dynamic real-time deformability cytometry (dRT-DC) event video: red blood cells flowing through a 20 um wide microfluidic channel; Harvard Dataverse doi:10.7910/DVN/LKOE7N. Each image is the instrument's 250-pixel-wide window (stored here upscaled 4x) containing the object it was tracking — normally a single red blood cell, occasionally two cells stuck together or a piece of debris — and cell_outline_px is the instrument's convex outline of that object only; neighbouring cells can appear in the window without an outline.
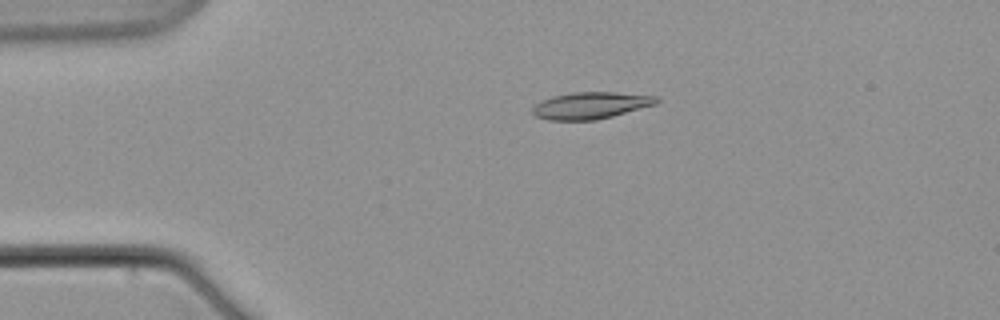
{"species": "common noctule bat (a hibernating species)", "species_latin": "Nyctalus noctula", "temperature_condition": "warm", "stored_images_in_passage": 11, "camera_frame_rate_fps": 3000, "um_per_image_px": 0.085, "animal": {"sex": "male", "body_mass_g": 21.5, "forearm_length_mm": 52.0}, "frame": {"image": 1, "passage_image": 5, "time_ms": 5.0, "image_size_px": [1000, 320], "cell_outline_px": [[660, 100], [656, 104], [612, 116], [596, 120], [548, 120], [536, 116], [532, 112], [532, 108], [536, 104], [552, 96], [572, 92], [616, 92], [656, 96]], "centroid_in_image_um": [50.21, 8.96], "position_along_channel_um": 34.8, "area_um2": 19.25}}
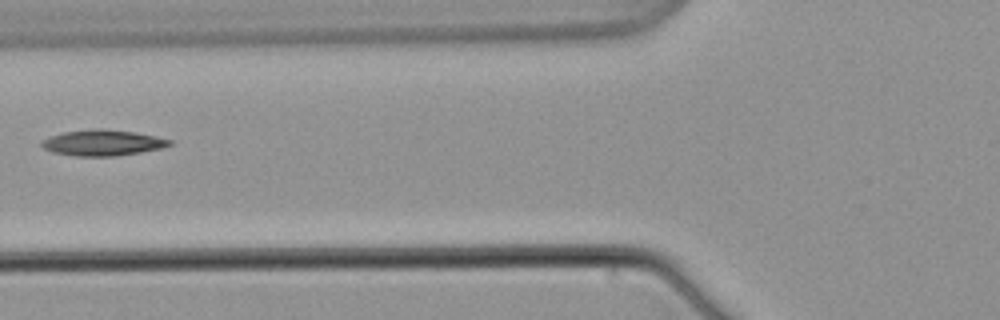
{"frame": {"image": 2, "passage_image": 8, "time_ms": 9.333, "image_size_px": [1000, 320], "cell_outline_px": [[172, 144], [164, 148], [116, 156], [76, 156], [56, 152], [44, 148], [40, 144], [40, 140], [64, 132], [96, 128], [104, 128], [136, 132], [156, 136], [172, 140]], "centroid_in_image_um": [8.77, 12.12], "position_along_channel_um": 117.0, "area_um2": 19.31}}